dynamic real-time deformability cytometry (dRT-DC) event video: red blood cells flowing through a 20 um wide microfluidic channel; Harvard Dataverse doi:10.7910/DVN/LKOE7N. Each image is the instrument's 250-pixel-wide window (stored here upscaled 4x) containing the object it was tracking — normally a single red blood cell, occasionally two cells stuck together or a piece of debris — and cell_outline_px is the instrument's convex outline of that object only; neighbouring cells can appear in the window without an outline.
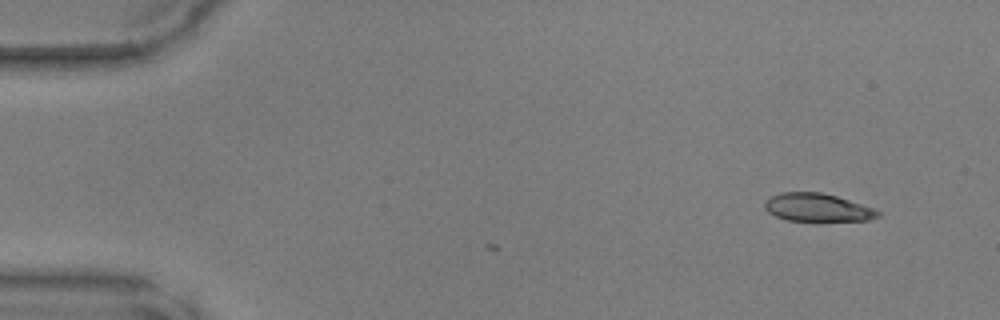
{"species": "common noctule bat (a hibernating species)", "species_latin": "Nyctalus noctula", "temperature_condition": "warm", "stored_images_in_passage": 2, "camera_frame_rate_fps": 3000, "um_per_image_px": 0.085, "animal": {"sex": "male", "body_mass_g": 17.9, "forearm_length_mm": 54.2}, "frame": {"image": 1, "passage_image": 2, "time_ms": 0.333, "image_size_px": [1000, 320], "cell_outline_px": [[880, 216], [868, 220], [788, 220], [776, 216], [768, 212], [764, 208], [764, 204], [772, 196], [780, 192], [820, 192], [836, 196], [872, 208], [880, 212]], "centroid_in_image_um": [69.45, 17.63], "position_along_channel_um": 15.5, "area_um2": 18.03}}